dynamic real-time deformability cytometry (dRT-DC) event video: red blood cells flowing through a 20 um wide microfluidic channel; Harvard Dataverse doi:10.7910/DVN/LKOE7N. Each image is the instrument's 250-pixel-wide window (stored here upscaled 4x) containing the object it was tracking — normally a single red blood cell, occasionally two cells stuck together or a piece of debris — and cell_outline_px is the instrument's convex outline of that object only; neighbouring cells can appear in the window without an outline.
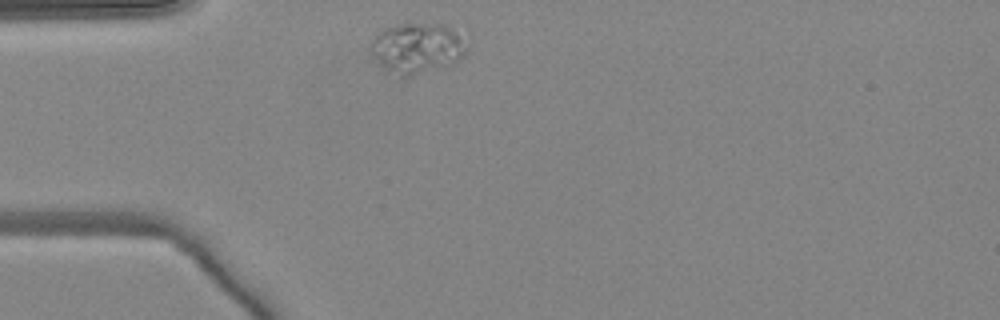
{"species": "common noctule bat (a hibernating species)", "species_latin": "Nyctalus noctula", "temperature_condition": "warm", "stored_images_in_passage": 38, "camera_frame_rate_fps": 3000, "um_per_image_px": 0.085, "animal": {"sex": "female", "body_mass_g": 24.6, "forearm_length_mm": 56.2}, "frame": {"image": 1, "passage_image": 1, "time_ms": 0.0, "image_size_px": [1000, 320], "cell_outline_px": [[468, 48], [464, 56], [456, 64], [444, 68], [408, 76], [400, 76], [380, 64], [376, 60], [372, 52], [372, 40], [384, 28], [396, 24], [440, 24], [452, 28]], "centroid_in_image_um": [35.5, 4.1], "position_along_channel_um": 49.5, "area_um2": 27.86}}
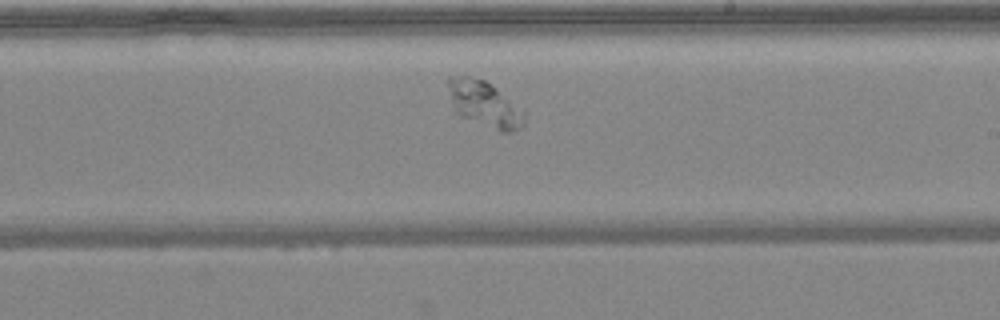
{"frame": {"image": 2, "passage_image": 17, "time_ms": 5.333, "image_size_px": [1000, 320], "cell_outline_px": [[524, 128], [516, 132], [500, 132], [460, 116], [456, 112], [444, 80], [448, 76], [468, 76], [484, 80], [496, 88], [524, 112]], "centroid_in_image_um": [41.16, 8.86], "position_along_channel_um": 247.8, "area_um2": 20.46}}
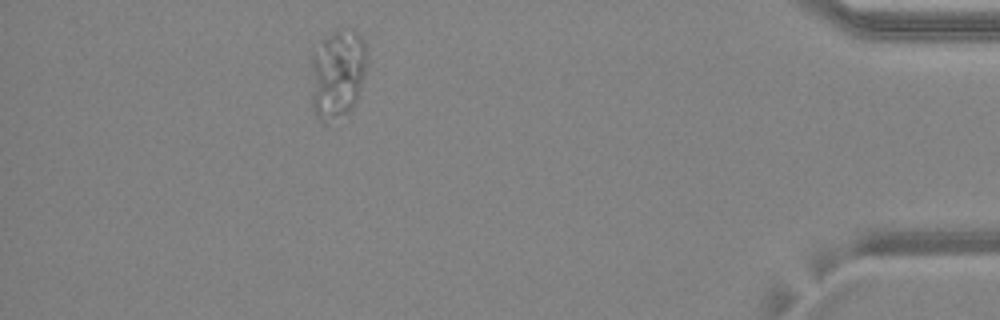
{"frame": {"image": 3, "passage_image": 33, "time_ms": 10.667, "image_size_px": [1000, 320], "cell_outline_px": [[364, 72], [356, 104], [348, 112], [324, 124], [316, 116], [312, 108], [312, 48], [324, 36], [336, 28], [352, 28], [364, 40]], "centroid_in_image_um": [28.64, 6.23], "position_along_channel_um": 406.6, "area_um2": 29.36}}